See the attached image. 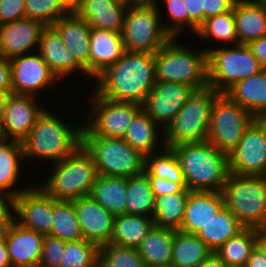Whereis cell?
I'll list each match as a JSON object with an SVG mask.
<instances>
[{
  "mask_svg": "<svg viewBox=\"0 0 266 267\" xmlns=\"http://www.w3.org/2000/svg\"><path fill=\"white\" fill-rule=\"evenodd\" d=\"M82 146L93 158L99 175L129 178L145 171V155L122 138L82 136Z\"/></svg>",
  "mask_w": 266,
  "mask_h": 267,
  "instance_id": "9",
  "label": "cell"
},
{
  "mask_svg": "<svg viewBox=\"0 0 266 267\" xmlns=\"http://www.w3.org/2000/svg\"><path fill=\"white\" fill-rule=\"evenodd\" d=\"M170 149L177 157L188 190L222 191L230 174L229 155L209 141L181 143Z\"/></svg>",
  "mask_w": 266,
  "mask_h": 267,
  "instance_id": "3",
  "label": "cell"
},
{
  "mask_svg": "<svg viewBox=\"0 0 266 267\" xmlns=\"http://www.w3.org/2000/svg\"><path fill=\"white\" fill-rule=\"evenodd\" d=\"M153 225V217L115 215L110 243L119 247L137 249Z\"/></svg>",
  "mask_w": 266,
  "mask_h": 267,
  "instance_id": "31",
  "label": "cell"
},
{
  "mask_svg": "<svg viewBox=\"0 0 266 267\" xmlns=\"http://www.w3.org/2000/svg\"><path fill=\"white\" fill-rule=\"evenodd\" d=\"M71 4H72V6L74 5V3H76V1H78V0H68Z\"/></svg>",
  "mask_w": 266,
  "mask_h": 267,
  "instance_id": "66",
  "label": "cell"
},
{
  "mask_svg": "<svg viewBox=\"0 0 266 267\" xmlns=\"http://www.w3.org/2000/svg\"><path fill=\"white\" fill-rule=\"evenodd\" d=\"M8 229H0V244L5 241V236Z\"/></svg>",
  "mask_w": 266,
  "mask_h": 267,
  "instance_id": "58",
  "label": "cell"
},
{
  "mask_svg": "<svg viewBox=\"0 0 266 267\" xmlns=\"http://www.w3.org/2000/svg\"><path fill=\"white\" fill-rule=\"evenodd\" d=\"M0 267H12L5 241L0 244Z\"/></svg>",
  "mask_w": 266,
  "mask_h": 267,
  "instance_id": "56",
  "label": "cell"
},
{
  "mask_svg": "<svg viewBox=\"0 0 266 267\" xmlns=\"http://www.w3.org/2000/svg\"><path fill=\"white\" fill-rule=\"evenodd\" d=\"M261 176L266 180V167H265L264 172Z\"/></svg>",
  "mask_w": 266,
  "mask_h": 267,
  "instance_id": "64",
  "label": "cell"
},
{
  "mask_svg": "<svg viewBox=\"0 0 266 267\" xmlns=\"http://www.w3.org/2000/svg\"><path fill=\"white\" fill-rule=\"evenodd\" d=\"M258 119L266 127V113H263Z\"/></svg>",
  "mask_w": 266,
  "mask_h": 267,
  "instance_id": "61",
  "label": "cell"
},
{
  "mask_svg": "<svg viewBox=\"0 0 266 267\" xmlns=\"http://www.w3.org/2000/svg\"><path fill=\"white\" fill-rule=\"evenodd\" d=\"M225 94L258 119L266 113V69L239 80Z\"/></svg>",
  "mask_w": 266,
  "mask_h": 267,
  "instance_id": "29",
  "label": "cell"
},
{
  "mask_svg": "<svg viewBox=\"0 0 266 267\" xmlns=\"http://www.w3.org/2000/svg\"><path fill=\"white\" fill-rule=\"evenodd\" d=\"M53 223L48 235L65 241L83 240L73 201L55 200L53 198Z\"/></svg>",
  "mask_w": 266,
  "mask_h": 267,
  "instance_id": "39",
  "label": "cell"
},
{
  "mask_svg": "<svg viewBox=\"0 0 266 267\" xmlns=\"http://www.w3.org/2000/svg\"><path fill=\"white\" fill-rule=\"evenodd\" d=\"M266 167V127L256 119L229 154L230 173L261 176Z\"/></svg>",
  "mask_w": 266,
  "mask_h": 267,
  "instance_id": "14",
  "label": "cell"
},
{
  "mask_svg": "<svg viewBox=\"0 0 266 267\" xmlns=\"http://www.w3.org/2000/svg\"><path fill=\"white\" fill-rule=\"evenodd\" d=\"M46 26L23 18L0 26V56L14 57L38 51L41 34Z\"/></svg>",
  "mask_w": 266,
  "mask_h": 267,
  "instance_id": "18",
  "label": "cell"
},
{
  "mask_svg": "<svg viewBox=\"0 0 266 267\" xmlns=\"http://www.w3.org/2000/svg\"><path fill=\"white\" fill-rule=\"evenodd\" d=\"M98 267H146L137 249L111 243L99 246Z\"/></svg>",
  "mask_w": 266,
  "mask_h": 267,
  "instance_id": "44",
  "label": "cell"
},
{
  "mask_svg": "<svg viewBox=\"0 0 266 267\" xmlns=\"http://www.w3.org/2000/svg\"><path fill=\"white\" fill-rule=\"evenodd\" d=\"M128 6L118 0H78L72 10L91 27L122 33Z\"/></svg>",
  "mask_w": 266,
  "mask_h": 267,
  "instance_id": "22",
  "label": "cell"
},
{
  "mask_svg": "<svg viewBox=\"0 0 266 267\" xmlns=\"http://www.w3.org/2000/svg\"><path fill=\"white\" fill-rule=\"evenodd\" d=\"M53 164V165H52ZM49 176L35 183L55 200L72 201L90 194L98 171L91 155L81 145L73 154L52 163Z\"/></svg>",
  "mask_w": 266,
  "mask_h": 267,
  "instance_id": "4",
  "label": "cell"
},
{
  "mask_svg": "<svg viewBox=\"0 0 266 267\" xmlns=\"http://www.w3.org/2000/svg\"><path fill=\"white\" fill-rule=\"evenodd\" d=\"M25 18V0H0V26Z\"/></svg>",
  "mask_w": 266,
  "mask_h": 267,
  "instance_id": "46",
  "label": "cell"
},
{
  "mask_svg": "<svg viewBox=\"0 0 266 267\" xmlns=\"http://www.w3.org/2000/svg\"><path fill=\"white\" fill-rule=\"evenodd\" d=\"M194 91L186 84L156 82L142 109L164 130Z\"/></svg>",
  "mask_w": 266,
  "mask_h": 267,
  "instance_id": "15",
  "label": "cell"
},
{
  "mask_svg": "<svg viewBox=\"0 0 266 267\" xmlns=\"http://www.w3.org/2000/svg\"><path fill=\"white\" fill-rule=\"evenodd\" d=\"M200 42H215L216 45L222 44L221 46H233L237 45V35L235 19L233 15V10L225 12L213 17H210L199 26L197 33L194 35ZM220 44H219V43Z\"/></svg>",
  "mask_w": 266,
  "mask_h": 267,
  "instance_id": "36",
  "label": "cell"
},
{
  "mask_svg": "<svg viewBox=\"0 0 266 267\" xmlns=\"http://www.w3.org/2000/svg\"><path fill=\"white\" fill-rule=\"evenodd\" d=\"M154 4L158 9L164 29L172 38H180L182 35H187L186 32H189V14L184 0H156ZM163 6L166 10H162ZM161 11H166L167 18L162 16L164 14Z\"/></svg>",
  "mask_w": 266,
  "mask_h": 267,
  "instance_id": "42",
  "label": "cell"
},
{
  "mask_svg": "<svg viewBox=\"0 0 266 267\" xmlns=\"http://www.w3.org/2000/svg\"><path fill=\"white\" fill-rule=\"evenodd\" d=\"M11 93L12 92H0V121L3 119L7 98Z\"/></svg>",
  "mask_w": 266,
  "mask_h": 267,
  "instance_id": "57",
  "label": "cell"
},
{
  "mask_svg": "<svg viewBox=\"0 0 266 267\" xmlns=\"http://www.w3.org/2000/svg\"><path fill=\"white\" fill-rule=\"evenodd\" d=\"M121 35L126 51L144 53H156L172 38L164 29L154 3L130 4Z\"/></svg>",
  "mask_w": 266,
  "mask_h": 267,
  "instance_id": "10",
  "label": "cell"
},
{
  "mask_svg": "<svg viewBox=\"0 0 266 267\" xmlns=\"http://www.w3.org/2000/svg\"><path fill=\"white\" fill-rule=\"evenodd\" d=\"M154 200L150 181L144 172L127 178L125 214L153 217Z\"/></svg>",
  "mask_w": 266,
  "mask_h": 267,
  "instance_id": "38",
  "label": "cell"
},
{
  "mask_svg": "<svg viewBox=\"0 0 266 267\" xmlns=\"http://www.w3.org/2000/svg\"><path fill=\"white\" fill-rule=\"evenodd\" d=\"M197 267H228V266L219 258V256L215 252H213Z\"/></svg>",
  "mask_w": 266,
  "mask_h": 267,
  "instance_id": "54",
  "label": "cell"
},
{
  "mask_svg": "<svg viewBox=\"0 0 266 267\" xmlns=\"http://www.w3.org/2000/svg\"><path fill=\"white\" fill-rule=\"evenodd\" d=\"M72 201L84 239L98 246L110 243L114 215L90 195Z\"/></svg>",
  "mask_w": 266,
  "mask_h": 267,
  "instance_id": "19",
  "label": "cell"
},
{
  "mask_svg": "<svg viewBox=\"0 0 266 267\" xmlns=\"http://www.w3.org/2000/svg\"><path fill=\"white\" fill-rule=\"evenodd\" d=\"M247 46L261 66L266 69V35L250 42Z\"/></svg>",
  "mask_w": 266,
  "mask_h": 267,
  "instance_id": "52",
  "label": "cell"
},
{
  "mask_svg": "<svg viewBox=\"0 0 266 267\" xmlns=\"http://www.w3.org/2000/svg\"><path fill=\"white\" fill-rule=\"evenodd\" d=\"M224 206L245 226L266 228V180L230 173L222 189Z\"/></svg>",
  "mask_w": 266,
  "mask_h": 267,
  "instance_id": "8",
  "label": "cell"
},
{
  "mask_svg": "<svg viewBox=\"0 0 266 267\" xmlns=\"http://www.w3.org/2000/svg\"><path fill=\"white\" fill-rule=\"evenodd\" d=\"M256 246V228L245 227L236 236L228 239L215 253L228 267H245Z\"/></svg>",
  "mask_w": 266,
  "mask_h": 267,
  "instance_id": "37",
  "label": "cell"
},
{
  "mask_svg": "<svg viewBox=\"0 0 266 267\" xmlns=\"http://www.w3.org/2000/svg\"><path fill=\"white\" fill-rule=\"evenodd\" d=\"M127 178L98 175L90 196L115 215L125 214Z\"/></svg>",
  "mask_w": 266,
  "mask_h": 267,
  "instance_id": "33",
  "label": "cell"
},
{
  "mask_svg": "<svg viewBox=\"0 0 266 267\" xmlns=\"http://www.w3.org/2000/svg\"><path fill=\"white\" fill-rule=\"evenodd\" d=\"M24 160V154L22 149V142L18 140L6 139L0 144V191L7 193L13 197L18 196L21 192L29 189L35 184L28 182L24 187L22 184V167L26 168ZM24 162V163H23ZM21 171V172H20ZM20 180V181H19ZM22 183L20 184V182ZM21 185V186H17ZM21 187V188H20Z\"/></svg>",
  "mask_w": 266,
  "mask_h": 267,
  "instance_id": "26",
  "label": "cell"
},
{
  "mask_svg": "<svg viewBox=\"0 0 266 267\" xmlns=\"http://www.w3.org/2000/svg\"><path fill=\"white\" fill-rule=\"evenodd\" d=\"M154 267H174L173 265H161V266H154Z\"/></svg>",
  "mask_w": 266,
  "mask_h": 267,
  "instance_id": "65",
  "label": "cell"
},
{
  "mask_svg": "<svg viewBox=\"0 0 266 267\" xmlns=\"http://www.w3.org/2000/svg\"><path fill=\"white\" fill-rule=\"evenodd\" d=\"M213 251L196 235L174 230L171 265L197 267Z\"/></svg>",
  "mask_w": 266,
  "mask_h": 267,
  "instance_id": "34",
  "label": "cell"
},
{
  "mask_svg": "<svg viewBox=\"0 0 266 267\" xmlns=\"http://www.w3.org/2000/svg\"><path fill=\"white\" fill-rule=\"evenodd\" d=\"M190 46V47H189ZM171 38L155 53L156 82L186 84L195 90L208 87L207 51Z\"/></svg>",
  "mask_w": 266,
  "mask_h": 267,
  "instance_id": "5",
  "label": "cell"
},
{
  "mask_svg": "<svg viewBox=\"0 0 266 267\" xmlns=\"http://www.w3.org/2000/svg\"><path fill=\"white\" fill-rule=\"evenodd\" d=\"M0 92H12L10 61L0 56Z\"/></svg>",
  "mask_w": 266,
  "mask_h": 267,
  "instance_id": "51",
  "label": "cell"
},
{
  "mask_svg": "<svg viewBox=\"0 0 266 267\" xmlns=\"http://www.w3.org/2000/svg\"><path fill=\"white\" fill-rule=\"evenodd\" d=\"M125 51L119 32L91 27L90 80L93 81L115 64Z\"/></svg>",
  "mask_w": 266,
  "mask_h": 267,
  "instance_id": "24",
  "label": "cell"
},
{
  "mask_svg": "<svg viewBox=\"0 0 266 267\" xmlns=\"http://www.w3.org/2000/svg\"><path fill=\"white\" fill-rule=\"evenodd\" d=\"M5 140L6 138L3 132L2 121H0V144L3 143Z\"/></svg>",
  "mask_w": 266,
  "mask_h": 267,
  "instance_id": "59",
  "label": "cell"
},
{
  "mask_svg": "<svg viewBox=\"0 0 266 267\" xmlns=\"http://www.w3.org/2000/svg\"><path fill=\"white\" fill-rule=\"evenodd\" d=\"M38 52L50 70L61 81L74 74L86 77L85 69L75 60L58 32L52 26H46L41 34ZM76 72V73H75ZM85 75V76H84Z\"/></svg>",
  "mask_w": 266,
  "mask_h": 267,
  "instance_id": "20",
  "label": "cell"
},
{
  "mask_svg": "<svg viewBox=\"0 0 266 267\" xmlns=\"http://www.w3.org/2000/svg\"><path fill=\"white\" fill-rule=\"evenodd\" d=\"M65 245V240L51 235H44L42 256L39 263L45 267H59Z\"/></svg>",
  "mask_w": 266,
  "mask_h": 267,
  "instance_id": "45",
  "label": "cell"
},
{
  "mask_svg": "<svg viewBox=\"0 0 266 267\" xmlns=\"http://www.w3.org/2000/svg\"><path fill=\"white\" fill-rule=\"evenodd\" d=\"M72 11L68 0H25V18L52 26L58 19Z\"/></svg>",
  "mask_w": 266,
  "mask_h": 267,
  "instance_id": "41",
  "label": "cell"
},
{
  "mask_svg": "<svg viewBox=\"0 0 266 267\" xmlns=\"http://www.w3.org/2000/svg\"><path fill=\"white\" fill-rule=\"evenodd\" d=\"M204 46L207 51L208 85L218 93H225L239 80L264 69L247 45Z\"/></svg>",
  "mask_w": 266,
  "mask_h": 267,
  "instance_id": "6",
  "label": "cell"
},
{
  "mask_svg": "<svg viewBox=\"0 0 266 267\" xmlns=\"http://www.w3.org/2000/svg\"><path fill=\"white\" fill-rule=\"evenodd\" d=\"M245 267H266V256L257 246L250 254Z\"/></svg>",
  "mask_w": 266,
  "mask_h": 267,
  "instance_id": "53",
  "label": "cell"
},
{
  "mask_svg": "<svg viewBox=\"0 0 266 267\" xmlns=\"http://www.w3.org/2000/svg\"><path fill=\"white\" fill-rule=\"evenodd\" d=\"M174 230L153 225L144 237L138 253L146 267L171 265Z\"/></svg>",
  "mask_w": 266,
  "mask_h": 267,
  "instance_id": "30",
  "label": "cell"
},
{
  "mask_svg": "<svg viewBox=\"0 0 266 267\" xmlns=\"http://www.w3.org/2000/svg\"><path fill=\"white\" fill-rule=\"evenodd\" d=\"M257 247L266 256V228H256Z\"/></svg>",
  "mask_w": 266,
  "mask_h": 267,
  "instance_id": "55",
  "label": "cell"
},
{
  "mask_svg": "<svg viewBox=\"0 0 266 267\" xmlns=\"http://www.w3.org/2000/svg\"><path fill=\"white\" fill-rule=\"evenodd\" d=\"M15 197L0 191V229H8L15 220Z\"/></svg>",
  "mask_w": 266,
  "mask_h": 267,
  "instance_id": "48",
  "label": "cell"
},
{
  "mask_svg": "<svg viewBox=\"0 0 266 267\" xmlns=\"http://www.w3.org/2000/svg\"><path fill=\"white\" fill-rule=\"evenodd\" d=\"M43 237L44 234L25 228L14 220L5 236L12 267L38 264L42 256Z\"/></svg>",
  "mask_w": 266,
  "mask_h": 267,
  "instance_id": "23",
  "label": "cell"
},
{
  "mask_svg": "<svg viewBox=\"0 0 266 267\" xmlns=\"http://www.w3.org/2000/svg\"><path fill=\"white\" fill-rule=\"evenodd\" d=\"M256 119L225 93H220L212 105L207 141L229 155Z\"/></svg>",
  "mask_w": 266,
  "mask_h": 267,
  "instance_id": "12",
  "label": "cell"
},
{
  "mask_svg": "<svg viewBox=\"0 0 266 267\" xmlns=\"http://www.w3.org/2000/svg\"><path fill=\"white\" fill-rule=\"evenodd\" d=\"M219 94L209 86L195 90L164 129L165 147L207 141L212 105Z\"/></svg>",
  "mask_w": 266,
  "mask_h": 267,
  "instance_id": "7",
  "label": "cell"
},
{
  "mask_svg": "<svg viewBox=\"0 0 266 267\" xmlns=\"http://www.w3.org/2000/svg\"><path fill=\"white\" fill-rule=\"evenodd\" d=\"M122 139L145 156L165 148L164 130L143 109L133 118Z\"/></svg>",
  "mask_w": 266,
  "mask_h": 267,
  "instance_id": "28",
  "label": "cell"
},
{
  "mask_svg": "<svg viewBox=\"0 0 266 267\" xmlns=\"http://www.w3.org/2000/svg\"><path fill=\"white\" fill-rule=\"evenodd\" d=\"M11 65V87L13 94L33 95L39 97L41 92L47 94L49 87L59 82L38 51L9 60ZM48 88V89H47Z\"/></svg>",
  "mask_w": 266,
  "mask_h": 267,
  "instance_id": "13",
  "label": "cell"
},
{
  "mask_svg": "<svg viewBox=\"0 0 266 267\" xmlns=\"http://www.w3.org/2000/svg\"><path fill=\"white\" fill-rule=\"evenodd\" d=\"M62 118L48 108L37 117L31 131L21 141L25 163L36 159L52 164L73 154L82 145L83 123L75 120L71 124L69 119Z\"/></svg>",
  "mask_w": 266,
  "mask_h": 267,
  "instance_id": "2",
  "label": "cell"
},
{
  "mask_svg": "<svg viewBox=\"0 0 266 267\" xmlns=\"http://www.w3.org/2000/svg\"><path fill=\"white\" fill-rule=\"evenodd\" d=\"M147 176H155L178 183L187 188L183 172L174 152L165 147L159 152L145 156V171Z\"/></svg>",
  "mask_w": 266,
  "mask_h": 267,
  "instance_id": "40",
  "label": "cell"
},
{
  "mask_svg": "<svg viewBox=\"0 0 266 267\" xmlns=\"http://www.w3.org/2000/svg\"><path fill=\"white\" fill-rule=\"evenodd\" d=\"M14 217L21 226L48 235L53 223V197L35 183L15 197Z\"/></svg>",
  "mask_w": 266,
  "mask_h": 267,
  "instance_id": "16",
  "label": "cell"
},
{
  "mask_svg": "<svg viewBox=\"0 0 266 267\" xmlns=\"http://www.w3.org/2000/svg\"><path fill=\"white\" fill-rule=\"evenodd\" d=\"M82 136L123 138L133 118L142 109L134 102H117L103 98L92 90Z\"/></svg>",
  "mask_w": 266,
  "mask_h": 267,
  "instance_id": "11",
  "label": "cell"
},
{
  "mask_svg": "<svg viewBox=\"0 0 266 267\" xmlns=\"http://www.w3.org/2000/svg\"><path fill=\"white\" fill-rule=\"evenodd\" d=\"M23 267H45V266L40 264V263H38V264L28 265V266H23Z\"/></svg>",
  "mask_w": 266,
  "mask_h": 267,
  "instance_id": "62",
  "label": "cell"
},
{
  "mask_svg": "<svg viewBox=\"0 0 266 267\" xmlns=\"http://www.w3.org/2000/svg\"><path fill=\"white\" fill-rule=\"evenodd\" d=\"M155 83V53L125 50L115 64L93 81L92 89L112 101L142 105Z\"/></svg>",
  "mask_w": 266,
  "mask_h": 267,
  "instance_id": "1",
  "label": "cell"
},
{
  "mask_svg": "<svg viewBox=\"0 0 266 267\" xmlns=\"http://www.w3.org/2000/svg\"><path fill=\"white\" fill-rule=\"evenodd\" d=\"M190 190L154 196V225L173 230H180L185 215V206Z\"/></svg>",
  "mask_w": 266,
  "mask_h": 267,
  "instance_id": "35",
  "label": "cell"
},
{
  "mask_svg": "<svg viewBox=\"0 0 266 267\" xmlns=\"http://www.w3.org/2000/svg\"><path fill=\"white\" fill-rule=\"evenodd\" d=\"M233 15L237 44L247 45L266 35V3L261 0H237Z\"/></svg>",
  "mask_w": 266,
  "mask_h": 267,
  "instance_id": "27",
  "label": "cell"
},
{
  "mask_svg": "<svg viewBox=\"0 0 266 267\" xmlns=\"http://www.w3.org/2000/svg\"><path fill=\"white\" fill-rule=\"evenodd\" d=\"M99 246L83 240L66 241L59 267H98Z\"/></svg>",
  "mask_w": 266,
  "mask_h": 267,
  "instance_id": "43",
  "label": "cell"
},
{
  "mask_svg": "<svg viewBox=\"0 0 266 267\" xmlns=\"http://www.w3.org/2000/svg\"><path fill=\"white\" fill-rule=\"evenodd\" d=\"M156 0H132V4L134 3H154Z\"/></svg>",
  "mask_w": 266,
  "mask_h": 267,
  "instance_id": "60",
  "label": "cell"
},
{
  "mask_svg": "<svg viewBox=\"0 0 266 267\" xmlns=\"http://www.w3.org/2000/svg\"><path fill=\"white\" fill-rule=\"evenodd\" d=\"M52 27L58 32L75 60L85 69L87 80H90L91 26L72 10L68 15L58 19Z\"/></svg>",
  "mask_w": 266,
  "mask_h": 267,
  "instance_id": "21",
  "label": "cell"
},
{
  "mask_svg": "<svg viewBox=\"0 0 266 267\" xmlns=\"http://www.w3.org/2000/svg\"><path fill=\"white\" fill-rule=\"evenodd\" d=\"M184 3L189 14V32L195 35L205 20L207 0H184Z\"/></svg>",
  "mask_w": 266,
  "mask_h": 267,
  "instance_id": "47",
  "label": "cell"
},
{
  "mask_svg": "<svg viewBox=\"0 0 266 267\" xmlns=\"http://www.w3.org/2000/svg\"><path fill=\"white\" fill-rule=\"evenodd\" d=\"M237 0H207L205 9V20L233 10Z\"/></svg>",
  "mask_w": 266,
  "mask_h": 267,
  "instance_id": "50",
  "label": "cell"
},
{
  "mask_svg": "<svg viewBox=\"0 0 266 267\" xmlns=\"http://www.w3.org/2000/svg\"><path fill=\"white\" fill-rule=\"evenodd\" d=\"M244 228L237 217L224 206L196 235L215 252Z\"/></svg>",
  "mask_w": 266,
  "mask_h": 267,
  "instance_id": "32",
  "label": "cell"
},
{
  "mask_svg": "<svg viewBox=\"0 0 266 267\" xmlns=\"http://www.w3.org/2000/svg\"><path fill=\"white\" fill-rule=\"evenodd\" d=\"M118 1H122V2H124V3H127V4H132V0H118Z\"/></svg>",
  "mask_w": 266,
  "mask_h": 267,
  "instance_id": "63",
  "label": "cell"
},
{
  "mask_svg": "<svg viewBox=\"0 0 266 267\" xmlns=\"http://www.w3.org/2000/svg\"><path fill=\"white\" fill-rule=\"evenodd\" d=\"M45 106L43 102L40 103L39 97L11 93L7 98L2 119L5 138L22 141L35 125Z\"/></svg>",
  "mask_w": 266,
  "mask_h": 267,
  "instance_id": "17",
  "label": "cell"
},
{
  "mask_svg": "<svg viewBox=\"0 0 266 267\" xmlns=\"http://www.w3.org/2000/svg\"><path fill=\"white\" fill-rule=\"evenodd\" d=\"M224 207L222 192L190 191L180 230L196 234Z\"/></svg>",
  "mask_w": 266,
  "mask_h": 267,
  "instance_id": "25",
  "label": "cell"
},
{
  "mask_svg": "<svg viewBox=\"0 0 266 267\" xmlns=\"http://www.w3.org/2000/svg\"><path fill=\"white\" fill-rule=\"evenodd\" d=\"M148 179L150 181L154 196L177 193L183 189L178 183L169 181L167 179H162L155 176H148Z\"/></svg>",
  "mask_w": 266,
  "mask_h": 267,
  "instance_id": "49",
  "label": "cell"
}]
</instances>
